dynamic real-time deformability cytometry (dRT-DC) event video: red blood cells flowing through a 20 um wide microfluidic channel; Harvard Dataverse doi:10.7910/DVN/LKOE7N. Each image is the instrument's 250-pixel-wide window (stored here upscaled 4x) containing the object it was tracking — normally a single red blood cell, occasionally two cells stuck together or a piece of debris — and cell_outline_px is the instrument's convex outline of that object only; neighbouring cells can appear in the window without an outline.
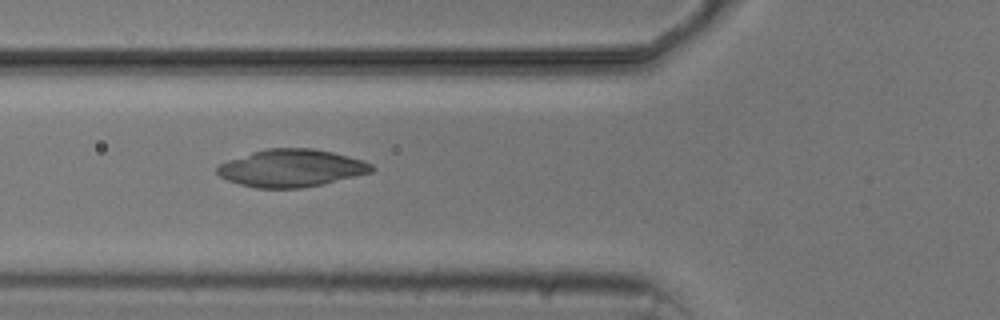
{"species": "common noctule bat (a hibernating species)", "species_latin": "Nyctalus noctula", "temperature_condition": "cold", "stored_images_in_passage": 2, "camera_frame_rate_fps": 3000, "um_per_image_px": 0.085, "animal": {"sex": "male", "body_mass_g": 20.5, "forearm_length_mm": 52.5}, "frame": {"image": 1, "passage_image": 2, "time_ms": 1.0, "image_size_px": [1000, 320], "cell_outline_px": [[376, 168], [372, 172], [320, 184], [300, 188], [256, 188], [240, 184], [228, 180], [220, 176], [216, 172], [216, 168], [220, 164], [228, 160], [252, 152], [268, 148], [312, 148], [332, 152], [364, 160], [372, 164]], "centroid_in_image_um": [24.77, 14.28], "position_along_channel_um": 101.0, "area_um2": 33.52}}